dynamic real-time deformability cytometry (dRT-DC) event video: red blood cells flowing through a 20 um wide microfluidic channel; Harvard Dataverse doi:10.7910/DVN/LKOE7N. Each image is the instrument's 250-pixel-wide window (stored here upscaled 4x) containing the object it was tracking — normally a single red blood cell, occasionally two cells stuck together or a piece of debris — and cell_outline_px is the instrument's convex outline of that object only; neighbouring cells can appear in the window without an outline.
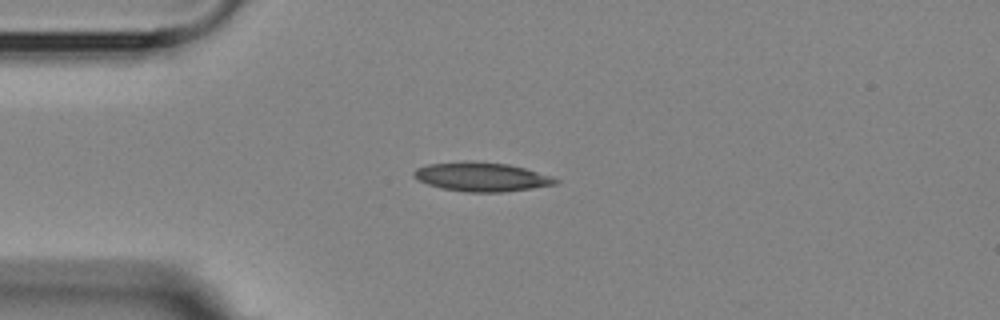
{"species": "Egyptian fruit bat (a non-hibernating species)", "species_latin": "Rousettus aegyptiacus", "temperature_condition": "room temperature", "stored_images_in_passage": 3, "camera_frame_rate_fps": 3000, "um_per_image_px": 0.085, "animal": {"sex": "female"}, "frame": {"image": 1, "passage_image": 1, "time_ms": 0.0, "image_size_px": [1000, 320], "cell_outline_px": [[560, 180], [556, 184], [532, 188], [504, 192], [468, 192], [440, 188], [428, 184], [412, 176], [412, 172], [416, 168], [428, 164], [468, 160], [476, 160], [508, 164], [524, 168], [552, 176]], "centroid_in_image_um": [40.92, 15.02], "position_along_channel_um": 44.1, "area_um2": 24.16}}
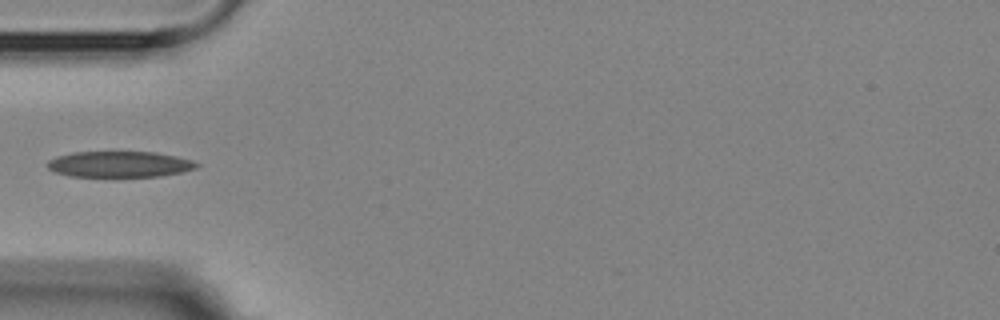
{"frame": {"image": 2, "passage_image": 2, "time_ms": 1.333, "image_size_px": [1000, 320], "cell_outline_px": [[200, 164], [196, 168], [180, 172], [160, 176], [68, 176], [56, 172], [48, 168], [44, 164], [48, 160], [56, 156], [72, 152], [156, 152], [176, 156], [192, 160]], "centroid_in_image_um": [10.12, 13.95], "position_along_channel_um": 74.9, "area_um2": 22.54}}
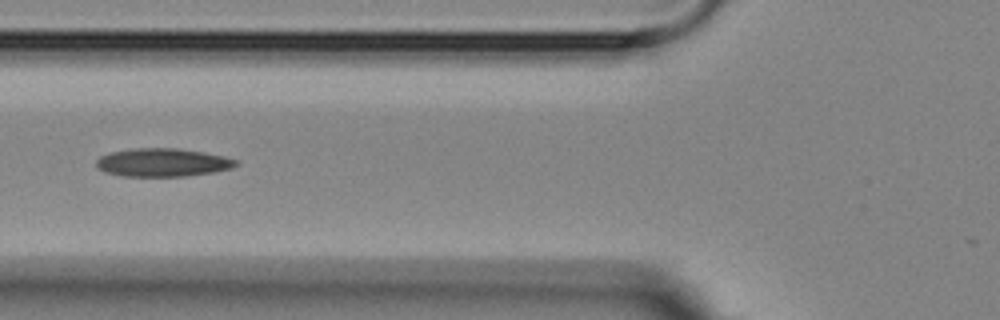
{"frame": {"image": 3, "passage_image": 3, "time_ms": 2.333, "image_size_px": [1000, 320], "cell_outline_px": [[240, 164], [232, 168], [212, 172], [184, 176], [124, 176], [108, 172], [100, 168], [96, 164], [96, 160], [100, 156], [112, 152], [136, 148], [176, 148], [204, 152], [224, 156], [236, 160]], "centroid_in_image_um": [13.87, 13.8], "position_along_channel_um": 111.9, "area_um2": 22.72}}